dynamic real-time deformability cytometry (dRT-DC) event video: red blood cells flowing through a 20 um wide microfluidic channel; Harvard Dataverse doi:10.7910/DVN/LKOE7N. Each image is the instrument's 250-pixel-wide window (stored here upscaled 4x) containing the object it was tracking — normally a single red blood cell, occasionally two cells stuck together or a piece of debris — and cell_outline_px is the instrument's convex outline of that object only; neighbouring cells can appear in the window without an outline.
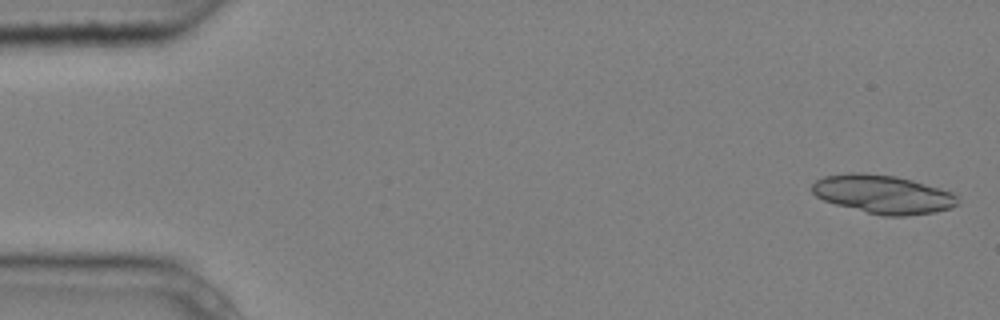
{"species": "common noctule bat (a hibernating species)", "species_latin": "Nyctalus noctula", "temperature_condition": "cold", "stored_images_in_passage": 6, "camera_frame_rate_fps": 3000, "um_per_image_px": 0.085, "animal": {"sex": "male", "body_mass_g": 20.4}, "frame": {"image": 1, "passage_image": 1, "time_ms": 0.0, "image_size_px": [1000, 320], "cell_outline_px": [[960, 204], [952, 208], [936, 212], [904, 216], [884, 216], [836, 204], [824, 200], [816, 196], [812, 192], [812, 184], [816, 180], [824, 176], [848, 172], [860, 172], [896, 176], [912, 180], [940, 188], [952, 192], [956, 196]], "centroid_in_image_um": [75.07, 16.51], "position_along_channel_um": 9.9, "area_um2": 32.71}}